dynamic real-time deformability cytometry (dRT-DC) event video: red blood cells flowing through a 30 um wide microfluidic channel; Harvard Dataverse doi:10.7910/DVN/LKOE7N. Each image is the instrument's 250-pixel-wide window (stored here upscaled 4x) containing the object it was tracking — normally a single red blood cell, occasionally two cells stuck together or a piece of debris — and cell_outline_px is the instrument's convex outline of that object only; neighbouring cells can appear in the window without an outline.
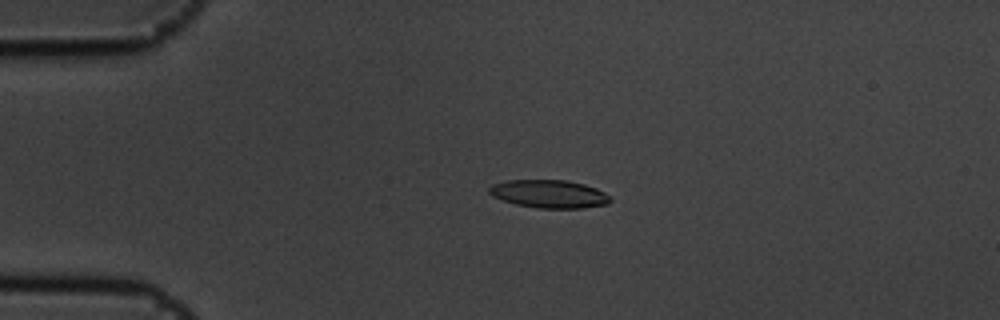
{"species": "common noctule bat (a hibernating species)", "species_latin": "Nyctalus noctula", "temperature_condition": "cold", "stored_images_in_passage": 4, "camera_frame_rate_fps": 3000, "um_per_image_px": 0.085, "animal": {"sex": "male", "body_mass_g": 19.5, "forearm_length_mm": 54.6}, "frame": {"image": 1, "passage_image": 3, "time_ms": 0.667, "image_size_px": [1000, 320], "cell_outline_px": [[612, 200], [608, 204], [584, 208], [536, 208], [516, 204], [492, 196], [488, 192], [488, 188], [492, 184], [504, 180], [568, 180], [584, 184], [596, 188], [604, 192]], "centroid_in_image_um": [46.66, 16.48], "position_along_channel_um": 38.3, "area_um2": 19.88}}